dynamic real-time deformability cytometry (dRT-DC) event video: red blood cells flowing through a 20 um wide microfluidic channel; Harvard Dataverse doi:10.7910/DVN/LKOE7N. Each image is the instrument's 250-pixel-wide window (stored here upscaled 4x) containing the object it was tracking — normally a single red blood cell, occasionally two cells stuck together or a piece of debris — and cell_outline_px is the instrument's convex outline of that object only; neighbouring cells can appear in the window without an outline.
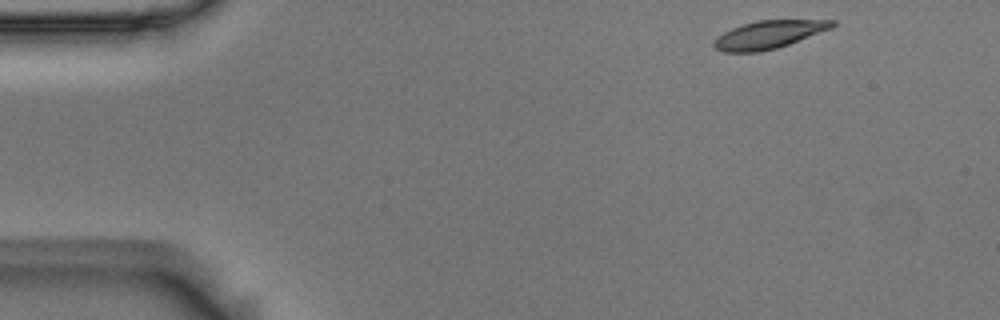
{"species": "Egyptian fruit bat (a non-hibernating species)", "species_latin": "Rousettus aegyptiacus", "temperature_condition": "room temperature", "stored_images_in_passage": 50, "camera_frame_rate_fps": 3000, "um_per_image_px": 0.085, "animal": {"sex": "male"}, "frame": {"image": 1, "passage_image": 1, "time_ms": 0.0, "image_size_px": [1000, 320], "cell_outline_px": [[836, 24], [832, 28], [788, 44], [776, 48], [760, 52], [724, 52], [716, 48], [712, 44], [724, 32], [732, 28], [756, 20], [836, 20]], "centroid_in_image_um": [65.36, 2.94], "position_along_channel_um": 19.6, "area_um2": 18.96}}
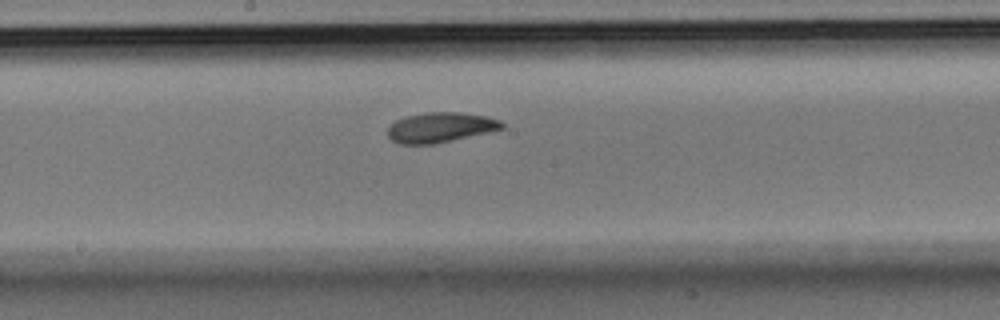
{"frame": {"image": 2, "passage_image": 24, "time_ms": 7.667, "image_size_px": [1000, 320], "cell_outline_px": [[504, 128], [488, 132], [452, 140], [432, 144], [400, 144], [392, 140], [388, 136], [388, 128], [396, 120], [408, 116], [424, 112], [460, 112], [488, 116], [500, 120], [504, 124]], "centroid_in_image_um": [37.45, 10.82], "position_along_channel_um": 210.8, "area_um2": 19.88}}
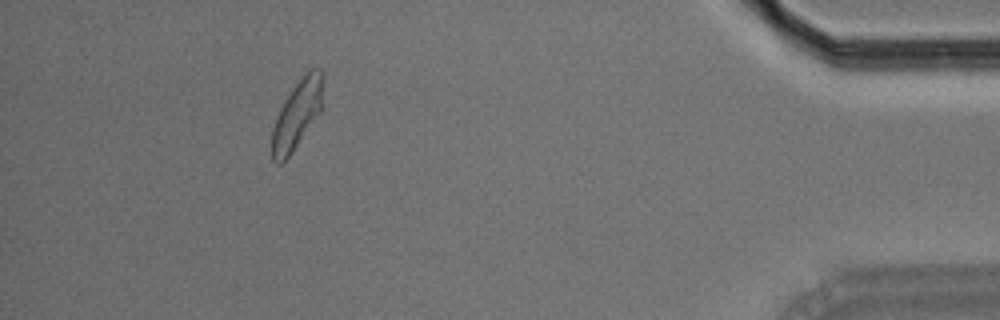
{"frame": {"image": 3, "passage_image": 45, "time_ms": 14.667, "image_size_px": [1000, 320], "cell_outline_px": [[324, 80], [320, 112], [292, 152], [280, 164], [276, 164], [272, 160], [272, 128], [280, 108], [284, 100], [296, 84], [312, 68], [320, 68], [324, 72]], "centroid_in_image_um": [25.26, 9.72], "position_along_channel_um": 409.9, "area_um2": 20.06}, "authors_computed_cell_mechanics": {"area_um2": 20.0277, "velocity_mm_per_s": 3.6528, "shape_relaxation_time_tau1_ms": 4.7492, "shape_relaxation_time_tau2_ms": 3.4439, "deformation_change_tau1": 0.1466, "deformation_change_tau2": 0.0838}}